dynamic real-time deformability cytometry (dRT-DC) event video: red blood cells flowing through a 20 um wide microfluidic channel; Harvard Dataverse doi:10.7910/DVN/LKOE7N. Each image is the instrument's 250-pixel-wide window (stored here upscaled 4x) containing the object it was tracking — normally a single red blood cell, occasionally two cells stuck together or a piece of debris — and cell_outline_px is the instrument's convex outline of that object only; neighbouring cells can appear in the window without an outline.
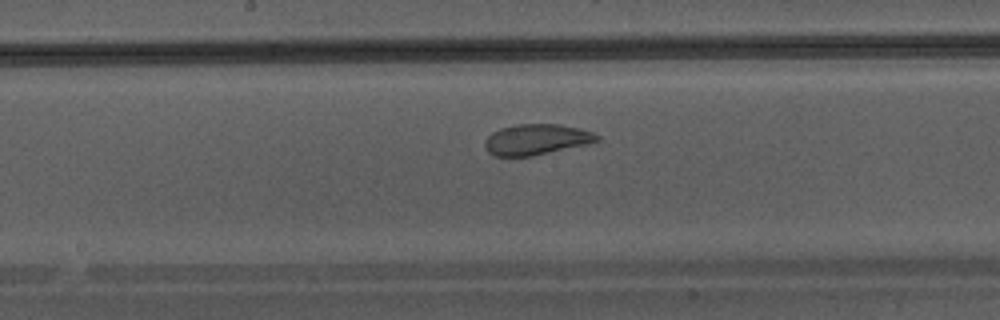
{"species": "Egyptian fruit bat (a non-hibernating species)", "species_latin": "Rousettus aegyptiacus", "temperature_condition": "warm", "stored_images_in_passage": 31, "camera_frame_rate_fps": 3000, "um_per_image_px": 0.085, "animal": {"sex": "male"}, "frame": {"image": 1, "passage_image": 10, "time_ms": 3.0, "image_size_px": [1000, 320], "cell_outline_px": [[600, 140], [588, 144], [532, 156], [496, 156], [488, 152], [484, 144], [484, 140], [492, 132], [500, 128], [516, 124], [560, 124], [580, 128], [592, 132], [600, 136]], "centroid_in_image_um": [45.6, 11.85], "position_along_channel_um": 202.6, "area_um2": 20.17}}